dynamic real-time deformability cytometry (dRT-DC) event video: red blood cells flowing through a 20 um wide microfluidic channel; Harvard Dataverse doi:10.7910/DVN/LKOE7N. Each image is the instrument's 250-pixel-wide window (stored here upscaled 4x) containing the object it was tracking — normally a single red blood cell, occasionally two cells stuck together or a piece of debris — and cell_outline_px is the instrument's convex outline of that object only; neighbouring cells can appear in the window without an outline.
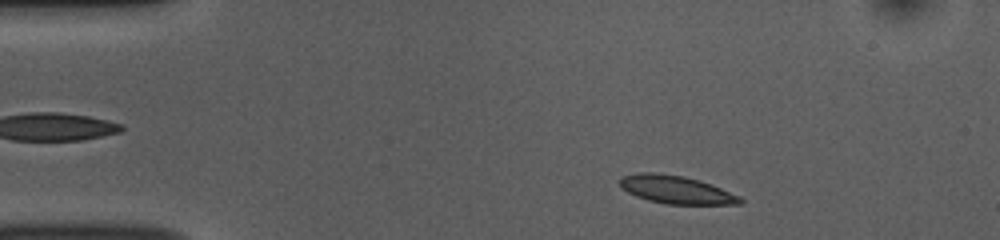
{"species": "common noctule bat (a hibernating species)", "species_latin": "Nyctalus noctula", "temperature_condition": "room temperature", "stored_images_in_passage": 49, "camera_frame_rate_fps": 3000, "um_per_image_px": 0.085, "animal": {"sex": "female", "body_mass_g": 10.0, "forearm_length_mm": 53.1}, "frame": {"image": 1, "passage_image": 4, "time_ms": 1.0, "image_size_px": [1000, 240], "cell_outline_px": [[744, 200], [740, 204], [664, 204], [648, 200], [636, 196], [620, 188], [620, 176], [640, 172], [652, 172], [684, 176], [700, 180], [712, 184], [740, 196]], "centroid_in_image_um": [57.46, 16.12], "position_along_channel_um": 27.5, "area_um2": 19.77}}
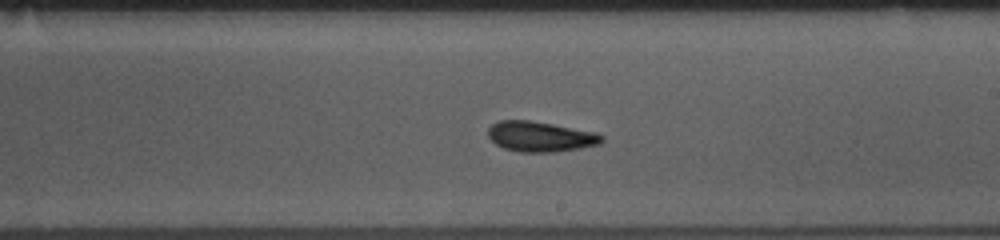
{"frame": {"image": 2, "passage_image": 26, "time_ms": 8.333, "image_size_px": [1000, 240], "cell_outline_px": [[604, 140], [600, 144], [580, 148], [556, 152], [520, 152], [504, 148], [496, 144], [488, 136], [488, 128], [492, 124], [500, 120], [528, 120], [552, 124], [596, 132], [604, 136]], "centroid_in_image_um": [45.94, 11.61], "position_along_channel_um": 243.1, "area_um2": 20.06}}
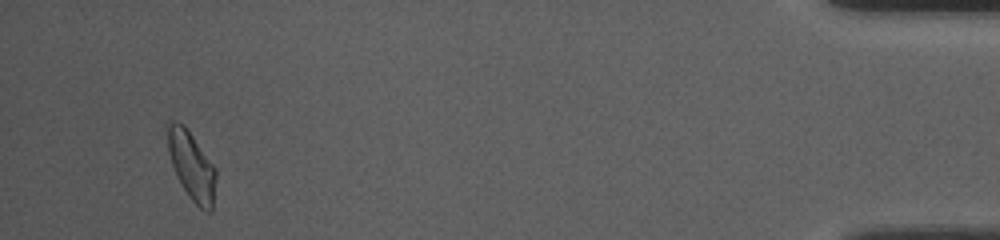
{"frame": {"image": 3, "passage_image": 46, "time_ms": 15.0, "image_size_px": [1000, 240], "cell_outline_px": [[216, 176], [212, 212], [208, 212], [200, 208], [188, 196], [176, 176], [168, 152], [168, 120], [172, 120], [184, 124], [216, 168]], "centroid_in_image_um": [16.29, 14.1], "position_along_channel_um": 418.9, "area_um2": 19.19}, "authors_computed_cell_mechanics": {"area_um2": 19.4208, "velocity_mm_per_s": 3.7251, "shape_relaxation_time_tau1_ms": 3.809, "shape_relaxation_time_tau2_ms": 2.4886, "deformation_change_tau1": 0.1163, "deformation_change_tau2": 0.0768}}